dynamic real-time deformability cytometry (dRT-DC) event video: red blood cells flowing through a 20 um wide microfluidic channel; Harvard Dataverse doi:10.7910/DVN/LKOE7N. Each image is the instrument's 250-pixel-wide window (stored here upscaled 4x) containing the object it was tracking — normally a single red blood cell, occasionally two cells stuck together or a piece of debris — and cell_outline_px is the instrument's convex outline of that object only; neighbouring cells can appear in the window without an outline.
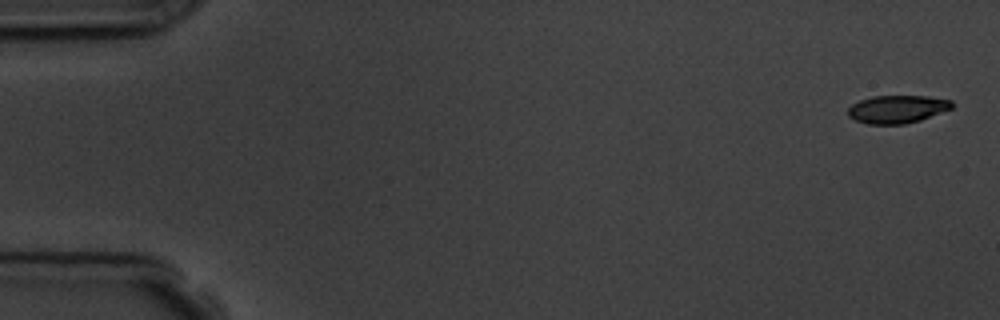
{"species": "common noctule bat (a hibernating species)", "species_latin": "Nyctalus noctula", "temperature_condition": "room temperature", "stored_images_in_passage": 5, "camera_frame_rate_fps": 3000, "um_per_image_px": 0.085, "animal": {"sex": "male", "body_mass_g": 19.5, "forearm_length_mm": 54.6}, "frame": {"image": 1, "passage_image": 1, "time_ms": 0.0, "image_size_px": [1000, 320], "cell_outline_px": [[952, 108], [920, 120], [904, 124], [868, 124], [856, 120], [848, 116], [848, 108], [852, 104], [860, 100], [872, 96], [928, 96], [952, 100]], "centroid_in_image_um": [76.25, 9.27], "position_along_channel_um": 8.7, "area_um2": 16.82}}
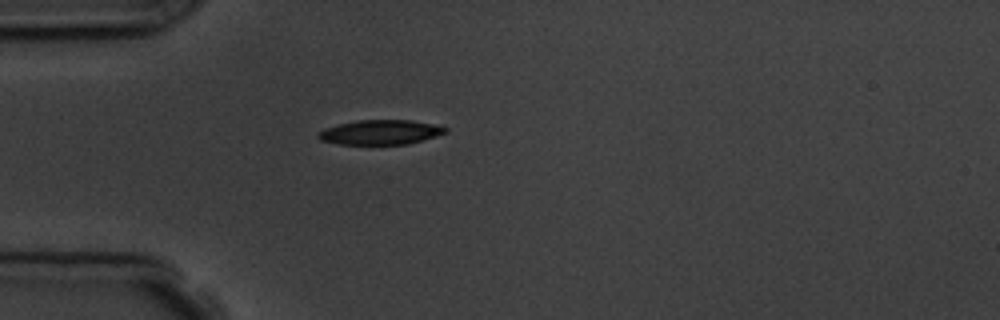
{"frame": {"image": 2, "passage_image": 5, "time_ms": 4.667, "image_size_px": [1000, 320], "cell_outline_px": [[448, 132], [436, 136], [408, 144], [340, 144], [320, 140], [316, 136], [316, 132], [324, 128], [340, 124], [360, 120], [412, 120], [432, 124], [448, 128]], "centroid_in_image_um": [32.31, 11.24], "position_along_channel_um": 52.7, "area_um2": 18.21}}